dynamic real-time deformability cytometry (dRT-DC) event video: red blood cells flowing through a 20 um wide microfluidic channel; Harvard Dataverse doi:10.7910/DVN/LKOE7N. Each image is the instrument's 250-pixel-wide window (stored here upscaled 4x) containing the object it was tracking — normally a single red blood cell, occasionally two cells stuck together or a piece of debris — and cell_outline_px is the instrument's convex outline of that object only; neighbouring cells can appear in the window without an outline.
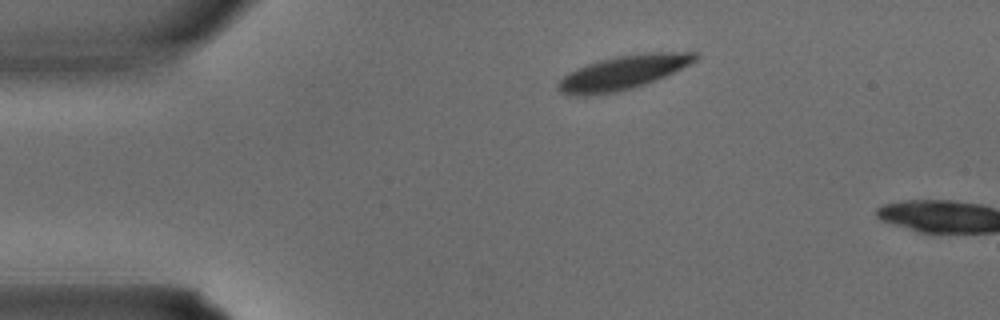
{"species": "common noctule bat (a hibernating species)", "species_latin": "Nyctalus noctula", "temperature_condition": "warm", "stored_images_in_passage": 2, "camera_frame_rate_fps": 3000, "um_per_image_px": 0.085, "animal": {"sex": "male", "body_mass_g": 15.6}, "frame": {"image": 1, "passage_image": 1, "time_ms": 0.0, "image_size_px": [1000, 320], "cell_outline_px": [[700, 56], [696, 60], [664, 76], [644, 84], [632, 88], [616, 92], [592, 96], [568, 96], [560, 92], [556, 88], [556, 84], [568, 72], [576, 68], [600, 60], [616, 56], [644, 52], [700, 52]], "centroid_in_image_um": [52.89, 6.17], "position_along_channel_um": 32.1, "area_um2": 27.22}}